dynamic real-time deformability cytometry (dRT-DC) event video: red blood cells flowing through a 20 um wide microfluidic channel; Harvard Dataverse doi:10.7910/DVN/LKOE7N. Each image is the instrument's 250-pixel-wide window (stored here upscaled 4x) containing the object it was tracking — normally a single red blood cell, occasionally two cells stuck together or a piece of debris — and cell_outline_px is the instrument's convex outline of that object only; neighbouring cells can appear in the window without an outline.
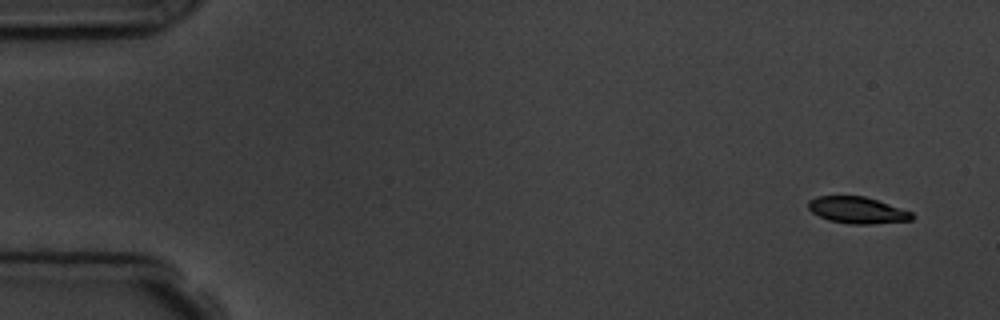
{"species": "common noctule bat (a hibernating species)", "species_latin": "Nyctalus noctula", "temperature_condition": "room temperature", "stored_images_in_passage": 5, "camera_frame_rate_fps": 3000, "um_per_image_px": 0.085, "animal": {"sex": "male", "body_mass_g": 19.5, "forearm_length_mm": 54.6}, "frame": {"image": 1, "passage_image": 1, "time_ms": 0.0, "image_size_px": [1000, 320], "cell_outline_px": [[912, 220], [872, 224], [848, 224], [828, 220], [812, 212], [808, 208], [808, 200], [816, 196], [864, 196], [912, 212]], "centroid_in_image_um": [72.83, 17.86], "position_along_channel_um": 12.2, "area_um2": 15.95}}
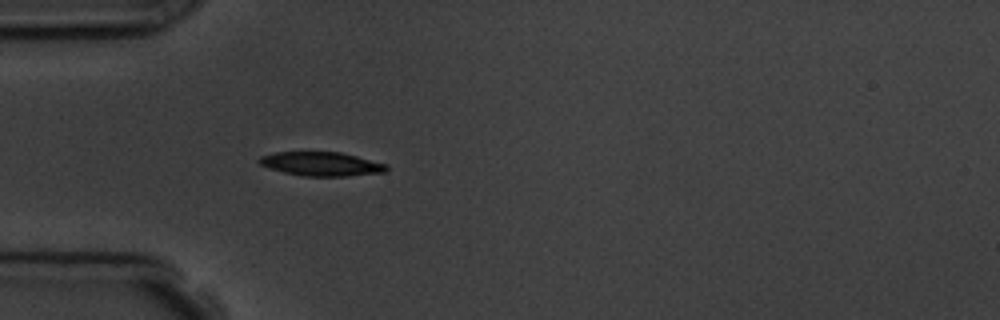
{"frame": {"image": 2, "passage_image": 5, "time_ms": 4.333, "image_size_px": [1000, 320], "cell_outline_px": [[388, 168], [384, 172], [348, 176], [304, 176], [284, 172], [268, 168], [260, 164], [256, 160], [260, 156], [276, 152], [340, 152], [388, 164]], "centroid_in_image_um": [27.29, 13.93], "position_along_channel_um": 57.7, "area_um2": 17.74}}